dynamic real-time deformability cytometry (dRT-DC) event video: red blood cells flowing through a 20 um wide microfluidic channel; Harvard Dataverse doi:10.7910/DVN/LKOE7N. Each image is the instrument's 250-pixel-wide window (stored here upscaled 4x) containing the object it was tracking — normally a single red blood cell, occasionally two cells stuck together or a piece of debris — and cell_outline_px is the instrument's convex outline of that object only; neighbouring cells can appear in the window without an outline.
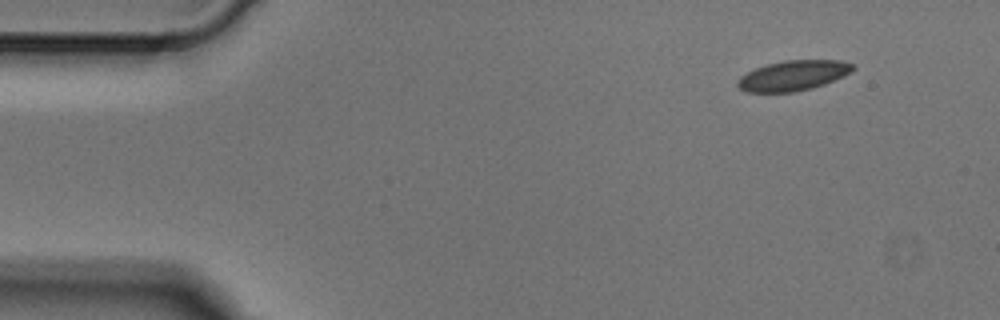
{"species": "Egyptian fruit bat (a non-hibernating species)", "species_latin": "Rousettus aegyptiacus", "temperature_condition": "cold", "stored_images_in_passage": 3, "camera_frame_rate_fps": 3000, "um_per_image_px": 0.085, "animal": {"sex": "male"}, "frame": {"image": 1, "passage_image": 1, "time_ms": 0.0, "image_size_px": [1000, 320], "cell_outline_px": [[856, 68], [852, 72], [844, 76], [824, 84], [812, 88], [792, 92], [744, 92], [736, 84], [736, 80], [740, 76], [756, 68], [768, 64], [784, 60], [840, 60], [856, 64]], "centroid_in_image_um": [67.45, 6.42], "position_along_channel_um": 17.6, "area_um2": 20.4}}